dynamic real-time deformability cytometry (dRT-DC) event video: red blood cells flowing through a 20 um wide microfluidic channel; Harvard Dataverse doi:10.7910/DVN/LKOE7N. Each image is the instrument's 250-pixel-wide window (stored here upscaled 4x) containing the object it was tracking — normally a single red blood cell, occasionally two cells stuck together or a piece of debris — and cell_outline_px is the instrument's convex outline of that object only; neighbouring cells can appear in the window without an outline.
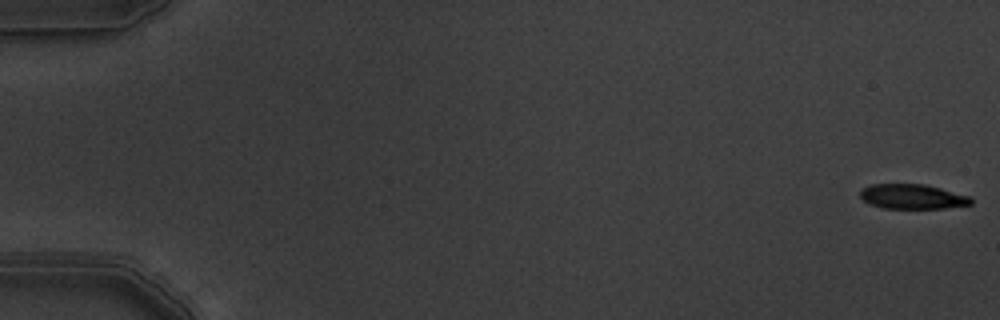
{"species": "common noctule bat (a hibernating species)", "species_latin": "Nyctalus noctula", "temperature_condition": "warm", "stored_images_in_passage": 5, "camera_frame_rate_fps": 3000, "um_per_image_px": 0.085, "animal": {"sex": "male", "body_mass_g": 19.5, "forearm_length_mm": 54.6}, "frame": {"image": 1, "passage_image": 1, "time_ms": 0.0, "image_size_px": [1000, 320], "cell_outline_px": [[972, 204], [944, 208], [884, 208], [868, 204], [860, 196], [860, 188], [872, 184], [924, 184], [972, 196]], "centroid_in_image_um": [77.55, 16.7], "position_along_channel_um": 7.5, "area_um2": 16.07}}
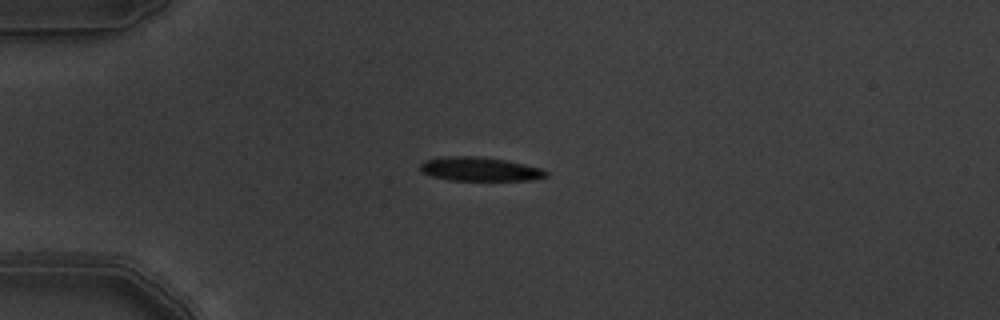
{"frame": {"image": 2, "passage_image": 5, "time_ms": 1.333, "image_size_px": [1000, 320], "cell_outline_px": [[548, 176], [532, 180], [448, 180], [432, 176], [424, 172], [420, 168], [420, 164], [424, 160], [440, 156], [480, 156], [504, 160], [524, 164], [540, 168], [548, 172]], "centroid_in_image_um": [40.76, 14.36], "position_along_channel_um": 44.2, "area_um2": 17.51}}